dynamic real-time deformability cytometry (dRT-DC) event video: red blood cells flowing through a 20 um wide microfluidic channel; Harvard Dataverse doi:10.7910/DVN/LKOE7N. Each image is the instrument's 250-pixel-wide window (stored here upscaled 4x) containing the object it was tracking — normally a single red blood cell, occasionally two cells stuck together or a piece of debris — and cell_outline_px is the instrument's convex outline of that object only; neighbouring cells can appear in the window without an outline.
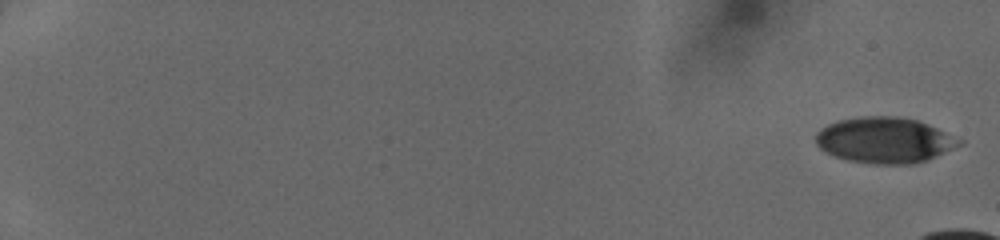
{"species": "human", "species_latin": "Homo sapiens", "temperature_condition": "cold", "stored_images_in_passage": 16, "camera_frame_rate_fps": 3000, "um_per_image_px": 0.085, "donor": {"sex": "female"}, "frame": {"image": 1, "passage_image": 1, "time_ms": 0.0, "image_size_px": [1000, 240], "cell_outline_px": [[964, 144], [928, 160], [916, 164], [872, 164], [848, 160], [836, 156], [820, 148], [816, 144], [816, 132], [820, 128], [828, 124], [840, 120], [864, 116], [896, 116], [916, 120], [936, 128], [964, 140]], "centroid_in_image_um": [75.22, 11.92], "position_along_channel_um": 9.8, "area_um2": 38.32}}